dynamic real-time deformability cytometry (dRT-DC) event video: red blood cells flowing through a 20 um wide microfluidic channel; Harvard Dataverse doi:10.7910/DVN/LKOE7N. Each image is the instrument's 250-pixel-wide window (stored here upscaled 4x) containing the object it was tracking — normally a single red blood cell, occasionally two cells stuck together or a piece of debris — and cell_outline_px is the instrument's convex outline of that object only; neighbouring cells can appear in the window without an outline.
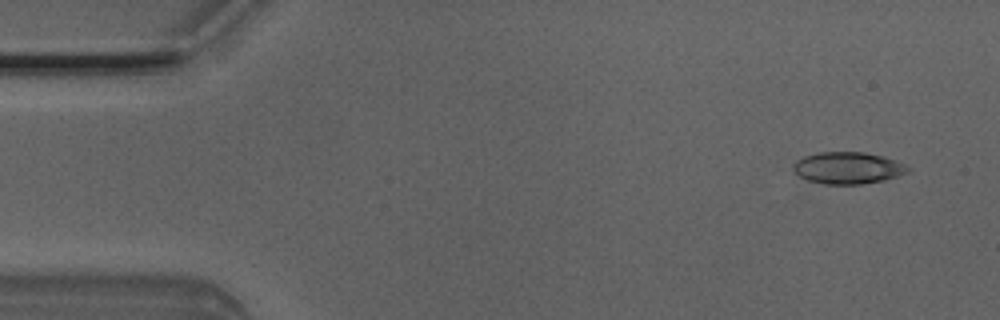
{"species": "Egyptian fruit bat (a non-hibernating species)", "species_latin": "Rousettus aegyptiacus", "temperature_condition": "room temperature", "stored_images_in_passage": 2, "camera_frame_rate_fps": 3000, "um_per_image_px": 0.085, "animal": {"sex": "male"}, "frame": {"image": 1, "passage_image": 2, "time_ms": 0.333, "image_size_px": [1000, 320], "cell_outline_px": [[908, 172], [884, 180], [860, 184], [824, 184], [808, 180], [800, 176], [792, 168], [792, 164], [796, 160], [804, 156], [820, 152], [864, 152], [884, 156], [908, 164]], "centroid_in_image_um": [72.07, 14.26], "position_along_channel_um": 12.9, "area_um2": 21.27}}